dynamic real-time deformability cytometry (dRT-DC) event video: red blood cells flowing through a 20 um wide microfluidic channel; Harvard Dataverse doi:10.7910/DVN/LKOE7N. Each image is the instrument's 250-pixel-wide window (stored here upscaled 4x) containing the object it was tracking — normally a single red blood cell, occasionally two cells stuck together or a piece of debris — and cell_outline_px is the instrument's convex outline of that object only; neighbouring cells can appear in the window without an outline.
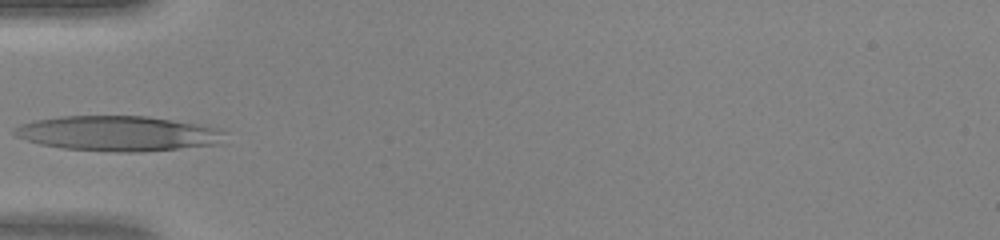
{"species": "human", "species_latin": "Homo sapiens", "temperature_condition": "warm", "stored_images_in_passage": 29, "camera_frame_rate_fps": 3000, "um_per_image_px": 0.085, "donor": {"sex": "female"}, "frame": {"image": 1, "passage_image": 1, "time_ms": 0.0, "image_size_px": [1000, 240], "cell_outline_px": [[228, 132], [220, 144], [140, 152], [120, 152], [64, 148], [40, 144], [16, 136], [12, 132], [12, 128], [20, 124], [32, 120], [60, 116], [148, 116], [220, 128]], "centroid_in_image_um": [10.04, 11.34], "position_along_channel_um": 75.0, "area_um2": 43.18}}